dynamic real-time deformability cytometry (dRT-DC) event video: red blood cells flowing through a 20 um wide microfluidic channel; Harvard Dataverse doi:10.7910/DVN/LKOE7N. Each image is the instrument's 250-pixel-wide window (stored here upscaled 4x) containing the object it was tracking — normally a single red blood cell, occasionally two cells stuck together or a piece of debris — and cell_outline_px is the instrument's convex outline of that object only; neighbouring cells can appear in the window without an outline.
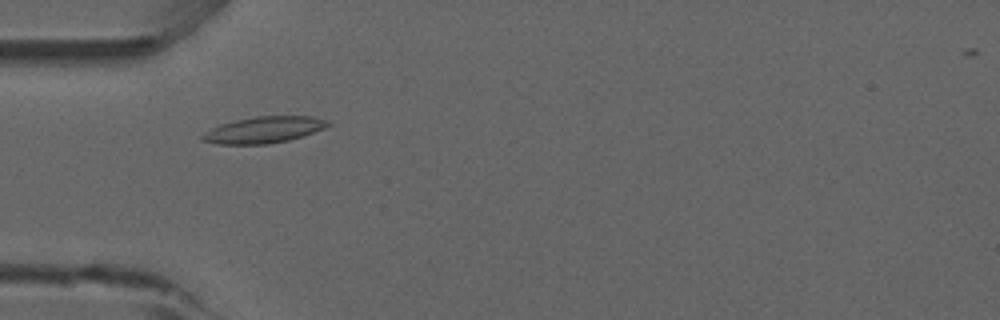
{"species": "common noctule bat (a hibernating species)", "species_latin": "Nyctalus noctula", "temperature_condition": "room temperature", "stored_images_in_passage": 32, "camera_frame_rate_fps": 3000, "um_per_image_px": 0.085, "animal": {"sex": "male", "forearm_length_mm": 52.5}, "frame": {"image": 1, "passage_image": 14, "time_ms": 4.333, "image_size_px": [1000, 320], "cell_outline_px": [[332, 124], [324, 128], [304, 136], [288, 140], [268, 144], [216, 144], [204, 140], [200, 136], [204, 132], [220, 124], [236, 120], [256, 116], [312, 116], [324, 120]], "centroid_in_image_um": [22.42, 11.03], "position_along_channel_um": 62.6, "area_um2": 19.19}}
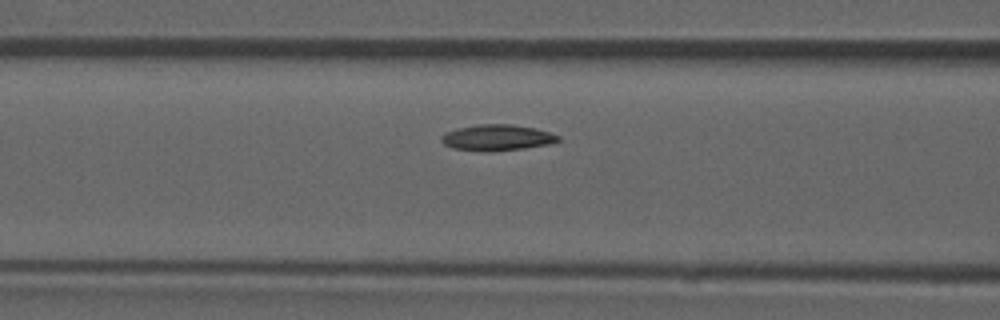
{"frame": {"image": 2, "passage_image": 19, "time_ms": 6.0, "image_size_px": [1000, 320], "cell_outline_px": [[560, 140], [552, 144], [524, 148], [452, 148], [444, 144], [440, 140], [440, 136], [444, 132], [456, 128], [480, 124], [512, 124], [536, 128], [560, 136]], "centroid_in_image_um": [42.28, 11.63], "position_along_channel_um": 124.3, "area_um2": 16.88}}